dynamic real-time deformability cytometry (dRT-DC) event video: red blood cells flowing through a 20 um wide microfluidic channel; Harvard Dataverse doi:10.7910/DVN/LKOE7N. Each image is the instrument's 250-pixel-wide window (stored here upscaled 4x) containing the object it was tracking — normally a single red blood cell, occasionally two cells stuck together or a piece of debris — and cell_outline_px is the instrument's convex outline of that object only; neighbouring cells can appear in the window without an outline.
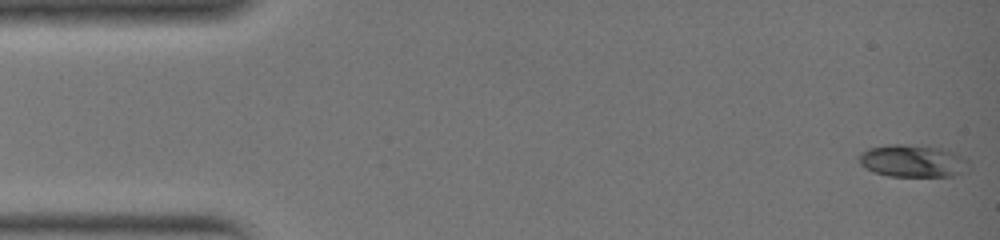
{"species": "common noctule bat (a hibernating species)", "species_latin": "Nyctalus noctula", "temperature_condition": "warm", "stored_images_in_passage": 34, "camera_frame_rate_fps": 3000, "um_per_image_px": 0.085, "animal": {"sex": "female", "body_mass_g": 19.0, "forearm_length_mm": 51.5}, "frame": {"image": 1, "passage_image": 1, "time_ms": 0.0, "image_size_px": [1000, 240], "cell_outline_px": [[968, 172], [952, 176], [888, 176], [864, 168], [860, 164], [860, 152], [868, 148], [888, 144], [904, 144], [944, 148], [968, 160]], "centroid_in_image_um": [77.59, 13.68], "position_along_channel_um": 7.4, "area_um2": 20.81}}
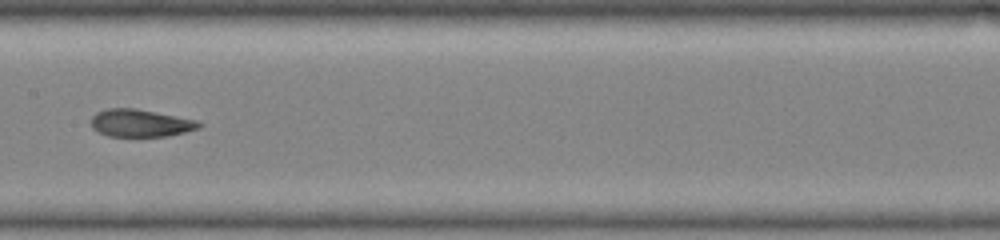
{"frame": {"image": 2, "passage_image": 18, "time_ms": 5.667, "image_size_px": [1000, 240], "cell_outline_px": [[204, 124], [200, 128], [168, 136], [108, 136], [92, 128], [92, 116], [96, 112], [108, 108], [136, 108], [200, 120]], "centroid_in_image_um": [12.0, 10.45], "position_along_channel_um": 195.4, "area_um2": 17.46}}
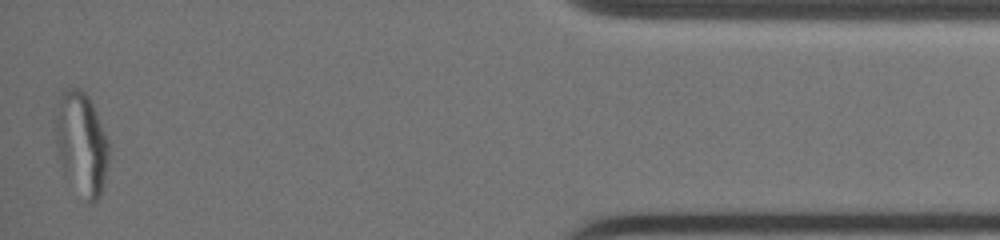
{"frame": {"image": 3, "passage_image": 34, "time_ms": 11.0, "image_size_px": [1000, 240], "cell_outline_px": [[108, 160], [104, 184], [100, 196], [96, 200], [88, 200], [64, 172], [56, 144], [56, 120], [60, 100], [64, 88], [80, 88], [88, 96], [96, 112], [108, 144]], "centroid_in_image_um": [6.94, 12.15], "position_along_channel_um": 428.3, "area_um2": 30.63}}